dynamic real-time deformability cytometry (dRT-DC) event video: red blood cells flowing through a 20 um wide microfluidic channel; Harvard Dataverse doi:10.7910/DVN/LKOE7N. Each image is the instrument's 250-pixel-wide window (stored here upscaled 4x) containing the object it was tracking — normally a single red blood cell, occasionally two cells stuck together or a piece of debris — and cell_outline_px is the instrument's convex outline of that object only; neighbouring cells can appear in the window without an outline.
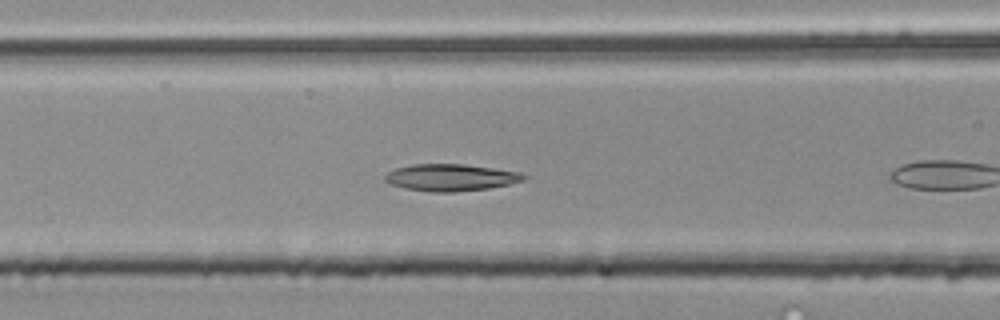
{"species": "common noctule bat (a hibernating species)", "species_latin": "Nyctalus noctula", "temperature_condition": "room temperature", "stored_images_in_passage": 11, "camera_frame_rate_fps": 3000, "um_per_image_px": 0.085, "animal": {"sex": "male", "body_mass_g": 20.4}, "frame": {"image": 1, "passage_image": 7, "time_ms": 2.0, "image_size_px": [1000, 320], "cell_outline_px": [[528, 176], [524, 180], [508, 184], [488, 188], [452, 192], [432, 192], [404, 188], [388, 184], [384, 180], [384, 176], [388, 172], [396, 168], [412, 164], [464, 164], [520, 172]], "centroid_in_image_um": [38.28, 15.08], "position_along_channel_um": 128.3, "area_um2": 21.73}}
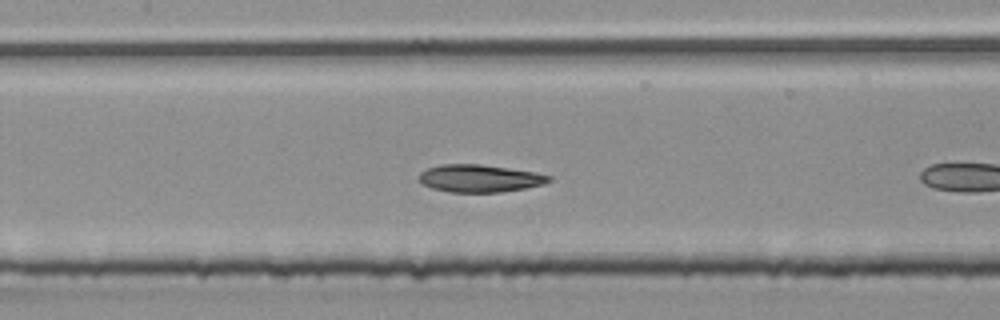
{"frame": {"image": 2, "passage_image": 10, "time_ms": 3.0, "image_size_px": [1000, 320], "cell_outline_px": [[552, 180], [544, 184], [524, 188], [500, 192], [448, 192], [432, 188], [420, 184], [420, 172], [428, 168], [440, 164], [480, 164], [536, 172], [552, 176]], "centroid_in_image_um": [40.77, 15.16], "position_along_channel_um": 166.6, "area_um2": 20.87}}